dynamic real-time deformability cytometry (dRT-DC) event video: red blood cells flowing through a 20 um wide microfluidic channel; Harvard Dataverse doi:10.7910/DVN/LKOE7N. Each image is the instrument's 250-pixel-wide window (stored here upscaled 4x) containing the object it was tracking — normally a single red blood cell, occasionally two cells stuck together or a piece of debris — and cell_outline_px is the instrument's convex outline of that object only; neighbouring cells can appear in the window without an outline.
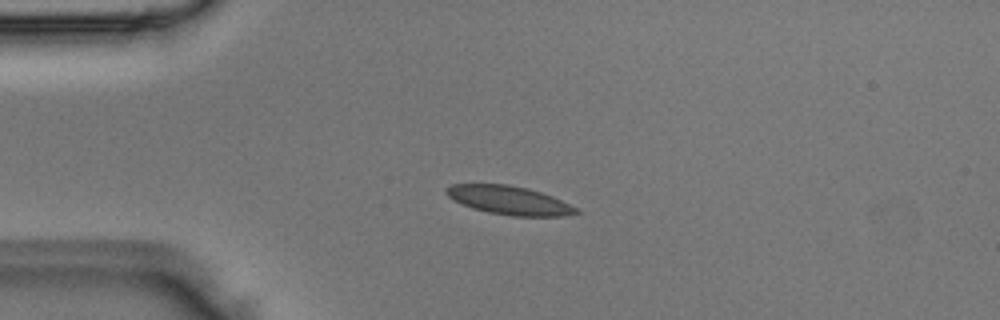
{"species": "Egyptian fruit bat (a non-hibernating species)", "species_latin": "Rousettus aegyptiacus", "temperature_condition": "room temperature", "stored_images_in_passage": 6, "camera_frame_rate_fps": 3000, "um_per_image_px": 0.085, "animal": {"sex": "male"}, "frame": {"image": 1, "passage_image": 3, "time_ms": 0.667, "image_size_px": [1000, 320], "cell_outline_px": [[580, 212], [564, 216], [512, 216], [488, 212], [472, 208], [452, 200], [444, 192], [452, 184], [504, 184], [528, 188], [552, 196], [576, 208]], "centroid_in_image_um": [43.25, 17.02], "position_along_channel_um": 41.8, "area_um2": 21.44}}
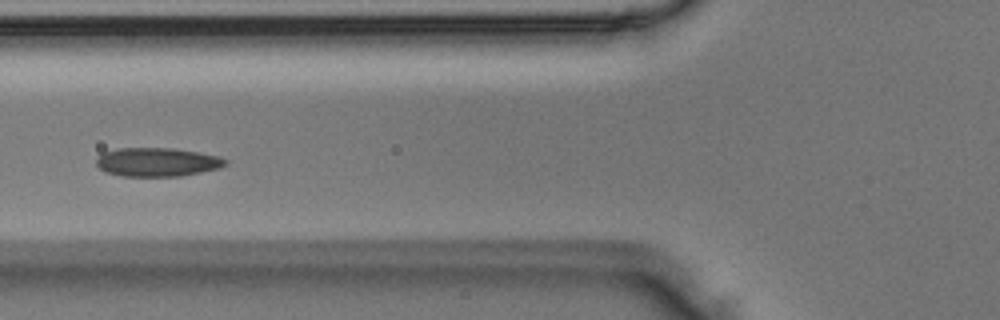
{"frame": {"image": 2, "passage_image": 5, "time_ms": 1.333, "image_size_px": [1000, 320], "cell_outline_px": [[228, 164], [220, 168], [180, 176], [124, 176], [108, 172], [100, 168], [96, 164], [96, 160], [104, 152], [116, 148], [172, 148], [220, 156], [228, 160]], "centroid_in_image_um": [13.4, 13.77], "position_along_channel_um": 112.4, "area_um2": 21.5}}